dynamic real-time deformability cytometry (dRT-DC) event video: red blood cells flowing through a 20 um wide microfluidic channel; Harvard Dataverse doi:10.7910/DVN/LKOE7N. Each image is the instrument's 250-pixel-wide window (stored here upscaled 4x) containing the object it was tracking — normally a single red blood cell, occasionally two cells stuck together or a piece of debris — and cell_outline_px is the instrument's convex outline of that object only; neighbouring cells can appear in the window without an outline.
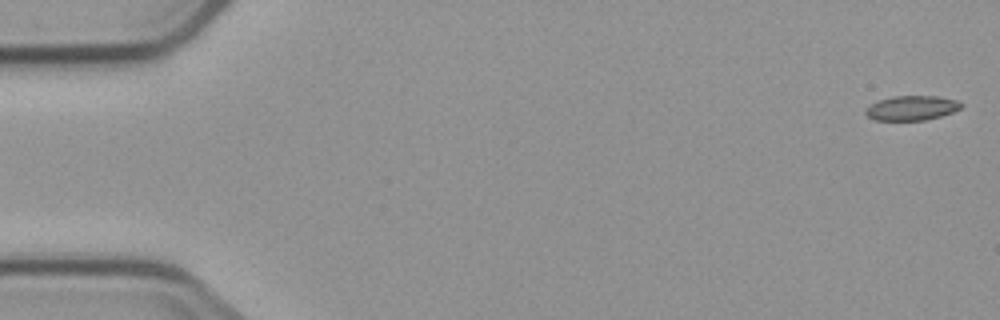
{"species": "common noctule bat (a hibernating species)", "species_latin": "Nyctalus noctula", "temperature_condition": "cold", "stored_images_in_passage": 4, "camera_frame_rate_fps": 3000, "um_per_image_px": 0.085, "animal": {"sex": "male", "body_mass_g": 23.1, "forearm_length_mm": 52.7}, "frame": {"image": 1, "passage_image": 1, "time_ms": 0.0, "image_size_px": [1000, 320], "cell_outline_px": [[964, 104], [960, 108], [952, 112], [940, 116], [924, 120], [876, 120], [868, 116], [864, 112], [872, 104], [880, 100], [892, 96], [936, 96], [956, 100]], "centroid_in_image_um": [77.51, 9.18], "position_along_channel_um": 7.5, "area_um2": 13.47}}